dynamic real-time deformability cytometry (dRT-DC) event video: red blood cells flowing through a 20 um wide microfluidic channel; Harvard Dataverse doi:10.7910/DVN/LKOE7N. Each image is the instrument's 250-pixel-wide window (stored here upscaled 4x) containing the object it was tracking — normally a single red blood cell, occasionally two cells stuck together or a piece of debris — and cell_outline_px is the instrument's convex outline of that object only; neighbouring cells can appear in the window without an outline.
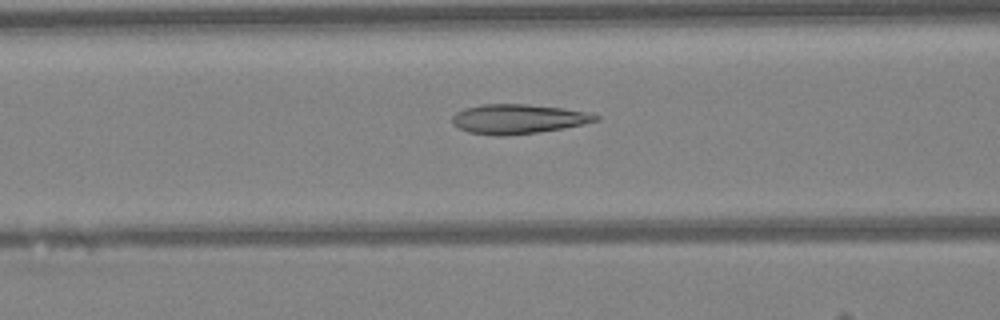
{"species": "Egyptian fruit bat (a non-hibernating species)", "species_latin": "Rousettus aegyptiacus", "temperature_condition": "warm", "stored_images_in_passage": 32, "camera_frame_rate_fps": 3000, "um_per_image_px": 0.085, "animal": {"sex": "female"}, "frame": {"image": 1, "passage_image": 7, "time_ms": 2.0, "image_size_px": [1000, 320], "cell_outline_px": [[600, 120], [584, 124], [536, 132], [500, 136], [468, 132], [452, 124], [452, 116], [456, 112], [464, 108], [484, 104], [528, 104], [560, 108], [584, 112], [600, 116]], "centroid_in_image_um": [43.99, 10.1], "position_along_channel_um": 122.6, "area_um2": 24.33}}
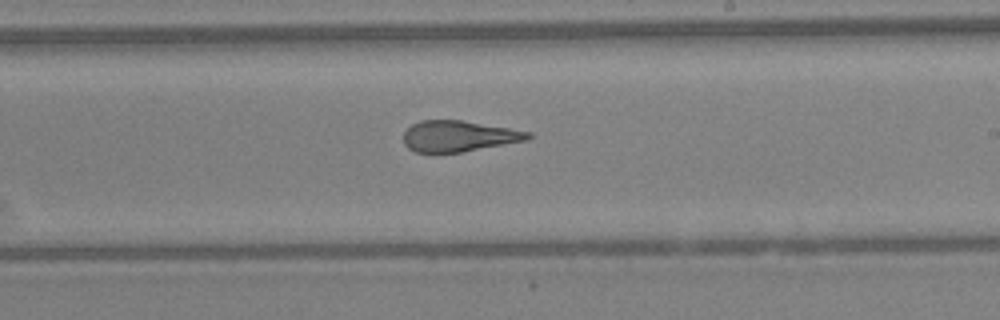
{"frame": {"image": 2, "passage_image": 16, "time_ms": 5.0, "image_size_px": [1000, 320], "cell_outline_px": [[532, 136], [528, 140], [460, 152], [416, 152], [408, 148], [404, 144], [404, 132], [412, 124], [420, 120], [460, 120], [532, 132]], "centroid_in_image_um": [38.98, 11.57], "position_along_channel_um": 250.0, "area_um2": 22.25}}
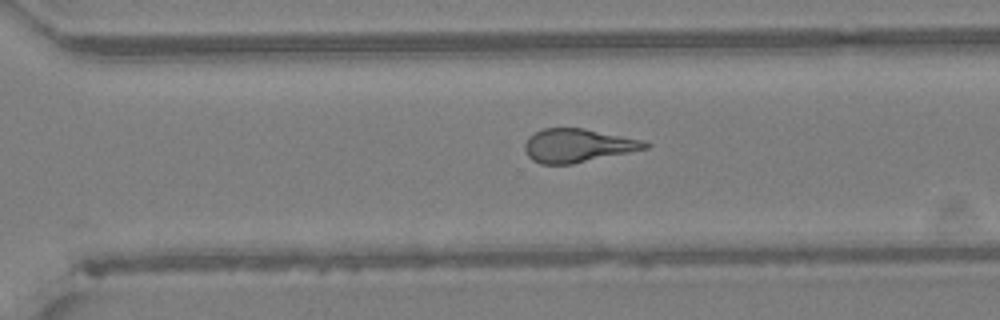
{"frame": {"image": 3, "passage_image": 21, "time_ms": 6.667, "image_size_px": [1000, 320], "cell_outline_px": [[652, 144], [648, 148], [572, 164], [540, 164], [532, 160], [528, 156], [524, 148], [524, 144], [528, 136], [544, 128], [584, 128], [640, 140]], "centroid_in_image_um": [49.06, 12.37], "position_along_channel_um": 321.5, "area_um2": 23.29}, "authors_computed_cell_mechanics": {"area_um2": 23.3223, "velocity_mm_per_s": 4.2767, "shape_relaxation_time_tau1_ms": 8.8074, "shape_relaxation_time_tau2_ms": 1.6937, "deformation_change_tau1": 0.2545, "deformation_change_tau2": 0.1002}}